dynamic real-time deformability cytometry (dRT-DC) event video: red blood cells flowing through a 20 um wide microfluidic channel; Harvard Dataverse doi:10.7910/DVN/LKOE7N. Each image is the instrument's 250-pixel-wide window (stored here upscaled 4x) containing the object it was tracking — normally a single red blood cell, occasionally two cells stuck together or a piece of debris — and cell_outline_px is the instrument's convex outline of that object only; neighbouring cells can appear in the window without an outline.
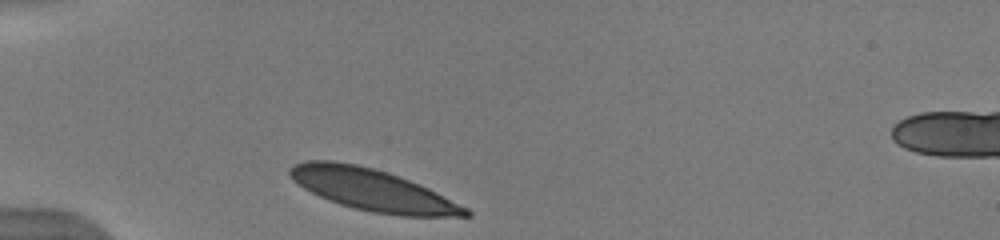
{"species": "human", "species_latin": "Homo sapiens", "temperature_condition": "warm", "stored_images_in_passage": 32, "camera_frame_rate_fps": 3000, "um_per_image_px": 0.085, "donor": {"sex": "male"}, "frame": {"image": 1, "passage_image": 1, "time_ms": 0.0, "image_size_px": [1000, 240], "cell_outline_px": [[472, 216], [400, 216], [372, 212], [340, 204], [328, 200], [304, 188], [292, 180], [288, 172], [288, 168], [292, 164], [308, 160], [332, 160], [356, 164], [388, 172], [420, 184], [468, 208], [472, 212]], "centroid_in_image_um": [31.64, 16.13], "position_along_channel_um": 53.4, "area_um2": 42.54}}
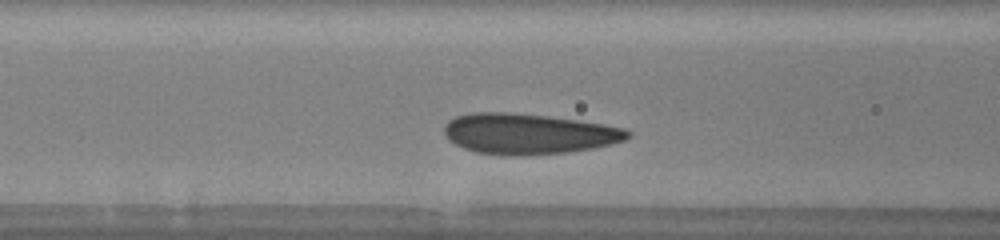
{"frame": {"image": 2, "passage_image": 8, "time_ms": 2.333, "image_size_px": [1000, 240], "cell_outline_px": [[632, 136], [628, 140], [612, 144], [592, 148], [564, 152], [520, 156], [476, 152], [464, 148], [448, 140], [444, 136], [444, 124], [448, 120], [456, 116], [472, 112], [508, 112], [548, 116], [604, 124], [624, 128], [632, 132]], "centroid_in_image_um": [44.92, 11.36], "position_along_channel_um": 121.7, "area_um2": 43.52}}
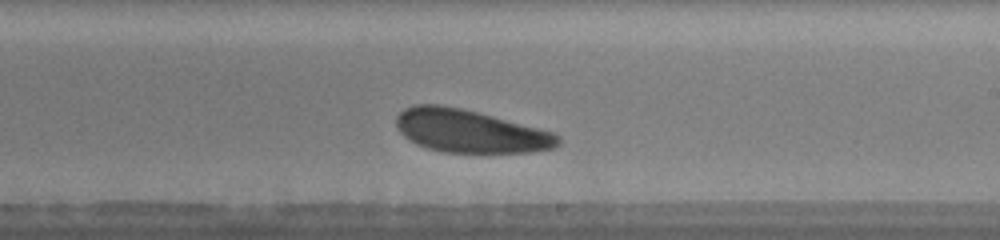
{"frame": {"image": 3, "passage_image": 18, "time_ms": 5.667, "image_size_px": [1000, 240], "cell_outline_px": [[560, 144], [556, 148], [532, 152], [444, 152], [428, 148], [416, 144], [408, 140], [396, 128], [396, 116], [404, 108], [412, 104], [440, 104], [460, 108], [556, 132], [560, 136]], "centroid_in_image_um": [39.95, 11.14], "position_along_channel_um": 249.0, "area_um2": 40.63}, "authors_computed_cell_mechanics": {"area_um2": 41.4137, "velocity_mm_per_s": 3.8272, "shape_relaxation_time_tau1_ms": 1.8323, "shape_relaxation_time_tau2_ms": null, "deformation_change_tau1": 0.0831, "deformation_change_tau2": null}}